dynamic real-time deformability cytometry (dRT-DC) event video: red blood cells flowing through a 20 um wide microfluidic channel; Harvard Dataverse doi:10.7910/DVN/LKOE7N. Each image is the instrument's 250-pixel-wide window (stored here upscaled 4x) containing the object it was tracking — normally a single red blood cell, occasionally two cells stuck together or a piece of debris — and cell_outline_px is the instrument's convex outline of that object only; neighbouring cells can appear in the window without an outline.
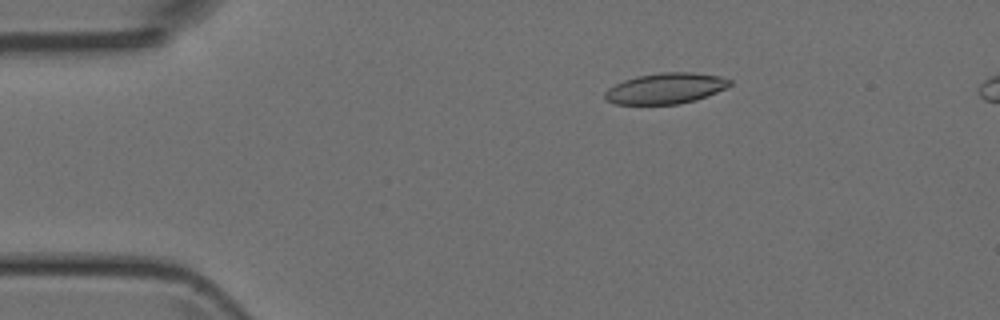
{"species": "Egyptian fruit bat (a non-hibernating species)", "species_latin": "Rousettus aegyptiacus", "temperature_condition": "room temperature", "stored_images_in_passage": 46, "segment_of_instrument_passage": [1, 2], "camera_frame_rate_fps": 3000, "um_per_image_px": 0.085, "animal": {"sex": "female"}, "frame": {"image": 1, "passage_image": 6, "time_ms": 1.667, "image_size_px": [1000, 320], "cell_outline_px": [[732, 84], [716, 92], [696, 100], [680, 104], [616, 104], [608, 100], [604, 96], [604, 92], [608, 88], [624, 80], [636, 76], [660, 72], [692, 72], [720, 76], [732, 80]], "centroid_in_image_um": [56.58, 7.5], "position_along_channel_um": 28.4, "area_um2": 22.37}}
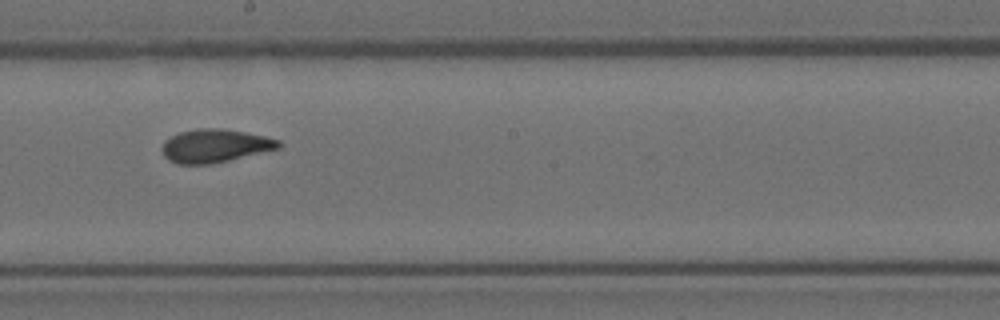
{"frame": {"image": 2, "passage_image": 24, "time_ms": 7.667, "image_size_px": [1000, 320], "cell_outline_px": [[284, 144], [280, 148], [212, 164], [176, 164], [168, 160], [164, 156], [160, 148], [164, 140], [180, 132], [196, 128], [220, 128], [244, 132], [264, 136], [280, 140]], "centroid_in_image_um": [18.25, 12.4], "position_along_channel_um": 229.9, "area_um2": 22.77}}
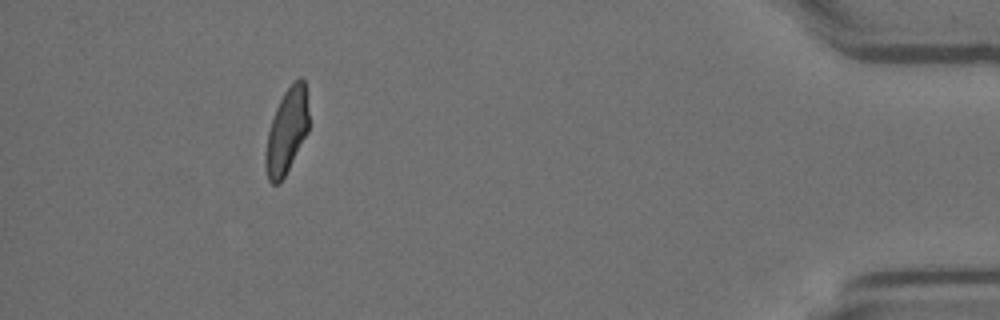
{"frame": {"image": 3, "passage_image": 41, "time_ms": 13.333, "image_size_px": [1000, 320], "cell_outline_px": [[308, 132], [284, 176], [276, 184], [272, 184], [268, 180], [264, 168], [264, 152], [268, 132], [276, 108], [284, 92], [300, 76], [304, 80], [308, 112]], "centroid_in_image_um": [24.34, 11.18], "position_along_channel_um": 410.9, "area_um2": 21.15}}